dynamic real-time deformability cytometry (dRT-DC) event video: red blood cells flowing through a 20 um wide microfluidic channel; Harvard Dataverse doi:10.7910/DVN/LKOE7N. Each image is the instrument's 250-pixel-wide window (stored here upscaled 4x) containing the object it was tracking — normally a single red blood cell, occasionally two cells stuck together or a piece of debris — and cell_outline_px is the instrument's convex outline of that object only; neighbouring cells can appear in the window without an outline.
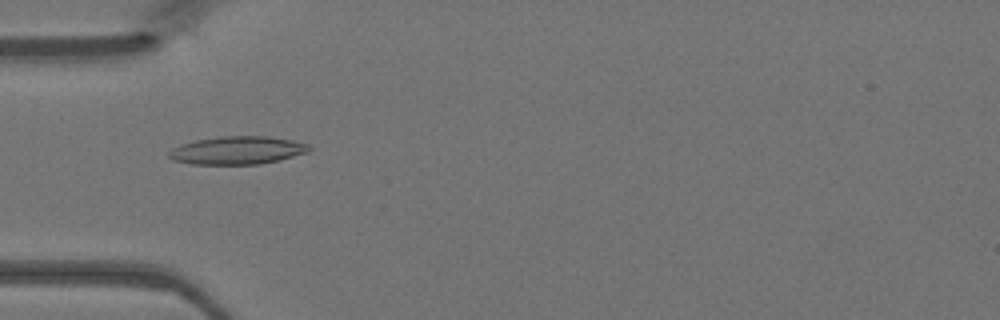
{"species": "Egyptian fruit bat (a non-hibernating species)", "species_latin": "Rousettus aegyptiacus", "temperature_condition": "warm", "stored_images_in_passage": 47, "camera_frame_rate_fps": 3000, "um_per_image_px": 0.085, "animal": {"sex": "female"}, "frame": {"image": 1, "passage_image": 14, "time_ms": 4.333, "image_size_px": [1000, 320], "cell_outline_px": [[312, 148], [308, 152], [280, 160], [260, 164], [192, 164], [172, 160], [168, 156], [168, 152], [172, 148], [180, 144], [196, 140], [220, 136], [268, 136], [292, 140], [308, 144]], "centroid_in_image_um": [20.17, 12.78], "position_along_channel_um": 64.8, "area_um2": 23.0}}
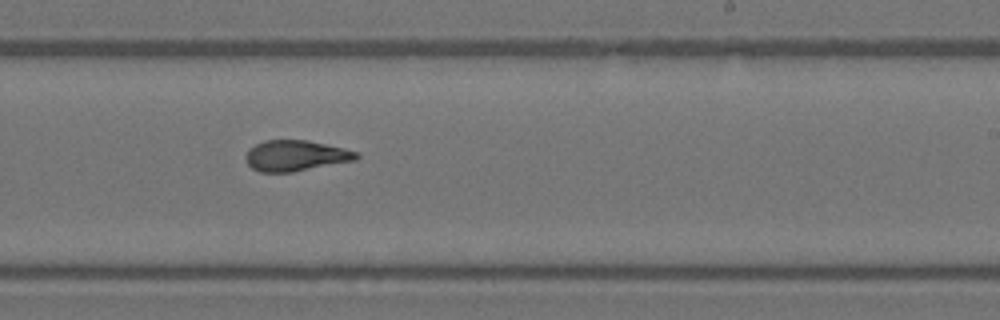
{"frame": {"image": 2, "passage_image": 28, "time_ms": 9.0, "image_size_px": [1000, 320], "cell_outline_px": [[360, 156], [356, 160], [292, 172], [260, 172], [252, 168], [248, 164], [244, 156], [248, 148], [264, 140], [308, 140], [344, 148], [360, 152]], "centroid_in_image_um": [25.13, 13.23], "position_along_channel_um": 263.9, "area_um2": 20.0}}
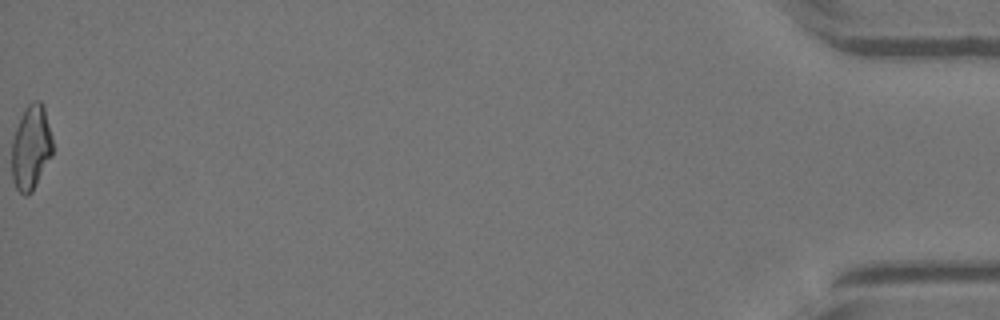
{"frame": {"image": 3, "passage_image": 47, "time_ms": 15.333, "image_size_px": [1000, 320], "cell_outline_px": [[52, 156], [32, 192], [24, 196], [16, 188], [12, 180], [12, 140], [16, 128], [24, 108], [28, 104], [36, 100], [40, 100], [44, 104], [52, 136]], "centroid_in_image_um": [2.64, 12.53], "position_along_channel_um": 432.6, "area_um2": 20.35}}